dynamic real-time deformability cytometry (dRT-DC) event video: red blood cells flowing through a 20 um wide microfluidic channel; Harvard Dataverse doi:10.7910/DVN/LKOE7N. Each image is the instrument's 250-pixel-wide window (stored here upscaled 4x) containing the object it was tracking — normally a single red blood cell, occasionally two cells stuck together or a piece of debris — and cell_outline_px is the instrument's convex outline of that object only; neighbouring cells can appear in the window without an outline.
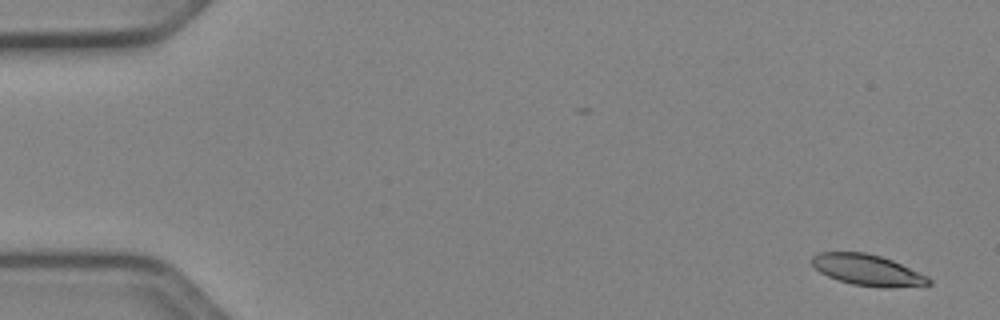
{"species": "Egyptian fruit bat (a non-hibernating species)", "species_latin": "Rousettus aegyptiacus", "temperature_condition": "cold", "stored_images_in_passage": 5, "camera_frame_rate_fps": 3000, "um_per_image_px": 0.085, "animal": {"sex": "female"}, "frame": {"image": 1, "passage_image": 1, "time_ms": 0.0, "image_size_px": [1000, 320], "cell_outline_px": [[932, 284], [884, 288], [852, 284], [828, 276], [820, 272], [812, 264], [812, 256], [820, 252], [864, 252], [880, 256], [892, 260], [928, 276], [932, 280]], "centroid_in_image_um": [73.75, 22.95], "position_along_channel_um": 11.2, "area_um2": 20.92}}